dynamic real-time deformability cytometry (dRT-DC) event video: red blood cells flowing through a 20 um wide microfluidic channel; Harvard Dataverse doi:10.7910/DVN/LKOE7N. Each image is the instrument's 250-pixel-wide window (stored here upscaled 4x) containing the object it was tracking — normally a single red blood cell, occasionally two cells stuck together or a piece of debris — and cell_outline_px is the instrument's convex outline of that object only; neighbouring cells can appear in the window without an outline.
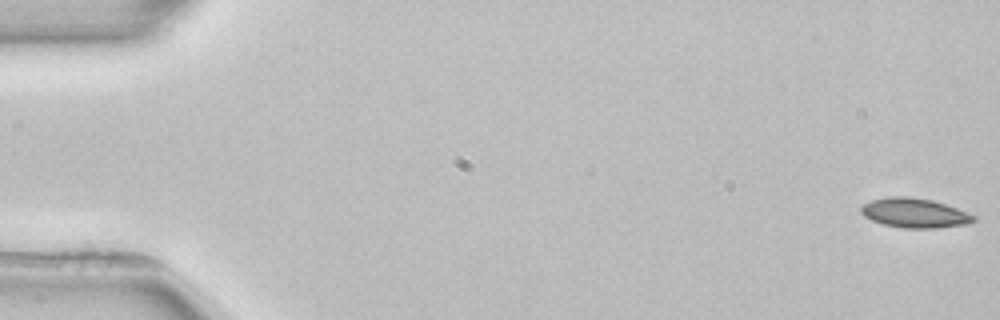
{"species": "common noctule bat (a hibernating species)", "species_latin": "Nyctalus noctula", "temperature_condition": "room temperature", "stored_images_in_passage": 5, "camera_frame_rate_fps": 3000, "um_per_image_px": 0.085, "animal": {"sex": "female", "body_mass_g": 22.7, "forearm_length_mm": 54.2}, "frame": {"image": 1, "passage_image": 1, "time_ms": 0.0, "image_size_px": [1000, 320], "cell_outline_px": [[976, 220], [968, 224], [936, 228], [904, 228], [884, 224], [872, 220], [864, 216], [860, 212], [860, 208], [864, 204], [872, 200], [888, 196], [908, 196], [932, 200], [956, 208], [976, 216]], "centroid_in_image_um": [77.74, 18.1], "position_along_channel_um": 7.3, "area_um2": 19.31}}
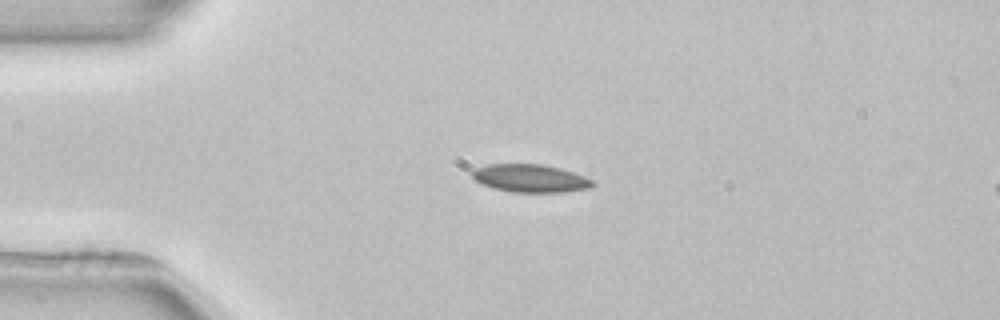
{"frame": {"image": 2, "passage_image": 3, "time_ms": 4.0, "image_size_px": [1000, 320], "cell_outline_px": [[596, 184], [588, 188], [564, 192], [512, 192], [496, 188], [484, 184], [476, 180], [472, 176], [472, 172], [476, 168], [488, 164], [544, 164], [560, 168], [584, 176], [592, 180]], "centroid_in_image_um": [45.1, 15.15], "position_along_channel_um": 39.9, "area_um2": 19.36}}